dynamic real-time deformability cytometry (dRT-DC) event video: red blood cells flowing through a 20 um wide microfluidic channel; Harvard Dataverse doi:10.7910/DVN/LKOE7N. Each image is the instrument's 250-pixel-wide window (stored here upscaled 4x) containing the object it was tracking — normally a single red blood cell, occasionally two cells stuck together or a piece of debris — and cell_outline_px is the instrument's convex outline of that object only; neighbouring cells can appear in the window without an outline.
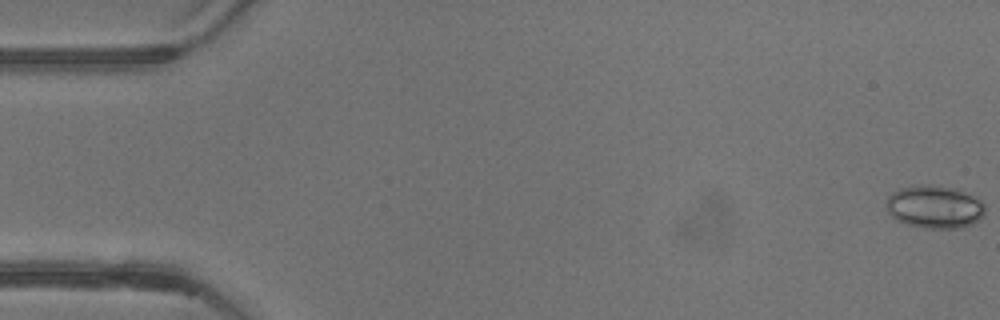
{"species": "common noctule bat (a hibernating species)", "species_latin": "Nyctalus noctula", "temperature_condition": "warm", "stored_images_in_passage": 52, "camera_frame_rate_fps": 3000, "um_per_image_px": 0.085, "animal": {"sex": "female"}, "frame": {"image": 1, "passage_image": 1, "time_ms": 0.0, "image_size_px": [1000, 320], "cell_outline_px": [[984, 216], [972, 224], [960, 228], [920, 228], [896, 220], [888, 212], [884, 204], [888, 196], [892, 192], [900, 188], [920, 184], [924, 184], [956, 188], [980, 200], [984, 204]], "centroid_in_image_um": [79.4, 17.58], "position_along_channel_um": 5.6, "area_um2": 24.85}}
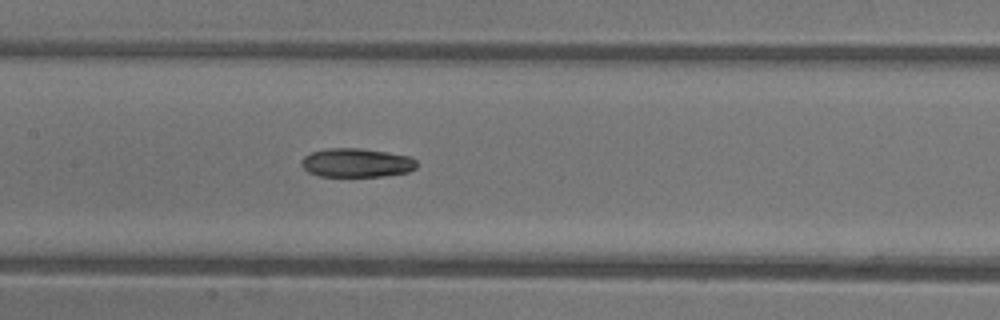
{"frame": {"image": 2, "passage_image": 26, "time_ms": 8.333, "image_size_px": [1000, 320], "cell_outline_px": [[416, 168], [408, 172], [384, 176], [320, 176], [308, 172], [300, 164], [300, 160], [304, 156], [312, 152], [324, 148], [360, 148], [408, 156], [416, 160]], "centroid_in_image_um": [30.26, 13.83], "position_along_channel_um": 177.1, "area_um2": 19.36}}
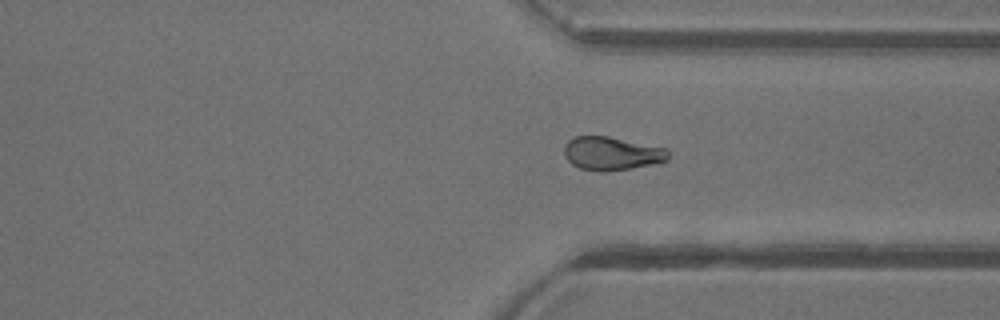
{"frame": {"image": 3, "passage_image": 40, "time_ms": 13.0, "image_size_px": [1000, 320], "cell_outline_px": [[668, 160], [660, 164], [632, 168], [580, 168], [572, 164], [564, 156], [564, 144], [568, 140], [576, 136], [608, 136], [668, 148]], "centroid_in_image_um": [52.05, 13.0], "position_along_channel_um": 359.4, "area_um2": 19.83}}